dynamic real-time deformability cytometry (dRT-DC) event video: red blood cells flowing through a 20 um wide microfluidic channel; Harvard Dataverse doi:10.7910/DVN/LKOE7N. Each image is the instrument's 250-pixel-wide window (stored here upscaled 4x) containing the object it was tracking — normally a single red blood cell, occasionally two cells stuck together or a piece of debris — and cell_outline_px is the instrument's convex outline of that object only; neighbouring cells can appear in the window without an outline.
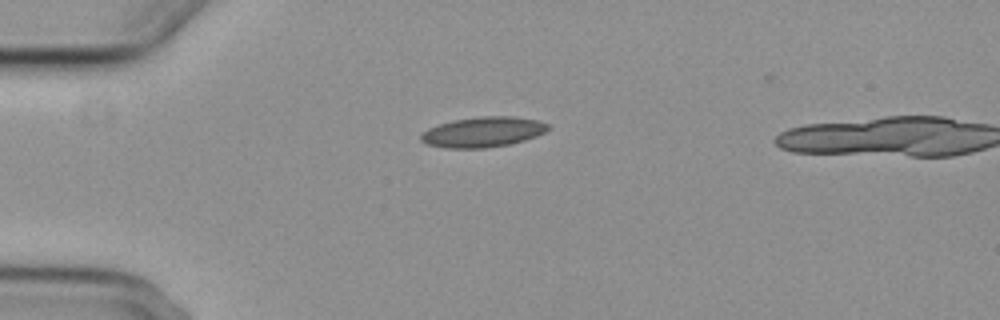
{"species": "common noctule bat (a hibernating species)", "species_latin": "Nyctalus noctula", "temperature_condition": "cold", "stored_images_in_passage": 3, "camera_frame_rate_fps": 3000, "um_per_image_px": 0.085, "animal": {"sex": "female", "body_mass_g": 29.2, "forearm_length_mm": 56.3}, "frame": {"image": 1, "passage_image": 1, "time_ms": 0.0, "image_size_px": [1000, 320], "cell_outline_px": [[552, 128], [536, 136], [524, 140], [508, 144], [484, 148], [444, 148], [428, 144], [420, 140], [420, 136], [428, 128], [452, 120], [480, 116], [516, 116], [540, 120], [548, 124]], "centroid_in_image_um": [41.08, 11.21], "position_along_channel_um": 43.9, "area_um2": 22.48}}